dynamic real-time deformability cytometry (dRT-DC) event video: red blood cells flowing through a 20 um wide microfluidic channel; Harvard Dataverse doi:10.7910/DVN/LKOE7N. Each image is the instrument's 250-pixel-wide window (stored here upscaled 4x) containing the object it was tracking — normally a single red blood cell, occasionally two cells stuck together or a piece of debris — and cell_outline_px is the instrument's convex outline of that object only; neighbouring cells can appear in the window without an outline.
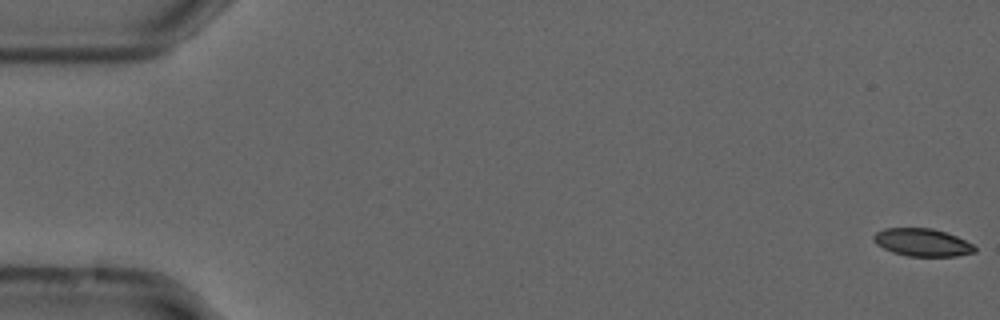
{"species": "common noctule bat (a hibernating species)", "species_latin": "Nyctalus noctula", "temperature_condition": "cold", "stored_images_in_passage": 11, "camera_frame_rate_fps": 3000, "um_per_image_px": 0.085, "animal": {"sex": "male", "forearm_length_mm": 52.5}, "frame": {"image": 1, "passage_image": 1, "time_ms": 0.0, "image_size_px": [1000, 320], "cell_outline_px": [[976, 252], [956, 256], [908, 256], [892, 252], [876, 244], [872, 240], [872, 236], [876, 232], [884, 228], [932, 228], [956, 236], [972, 244], [976, 248]], "centroid_in_image_um": [78.36, 20.6], "position_along_channel_um": 6.6, "area_um2": 16.3}}